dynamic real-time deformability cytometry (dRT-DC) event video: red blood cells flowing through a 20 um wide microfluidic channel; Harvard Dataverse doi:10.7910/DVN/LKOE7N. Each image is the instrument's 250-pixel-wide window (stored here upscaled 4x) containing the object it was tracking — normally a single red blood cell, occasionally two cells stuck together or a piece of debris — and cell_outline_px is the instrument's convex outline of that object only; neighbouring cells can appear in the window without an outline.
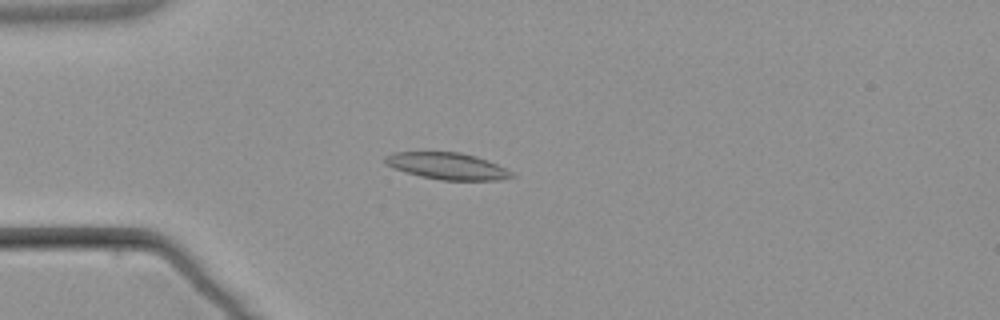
{"species": "common noctule bat (a hibernating species)", "species_latin": "Nyctalus noctula", "temperature_condition": "warm", "stored_images_in_passage": 4, "camera_frame_rate_fps": 3000, "um_per_image_px": 0.085, "animal": {"sex": "male", "body_mass_g": 21.5, "forearm_length_mm": 52.0}, "frame": {"image": 1, "passage_image": 4, "time_ms": 4.333, "image_size_px": [1000, 320], "cell_outline_px": [[516, 176], [500, 180], [440, 180], [420, 176], [384, 164], [384, 156], [392, 152], [460, 152], [476, 156], [496, 164], [512, 172]], "centroid_in_image_um": [38.01, 14.11], "position_along_channel_um": 47.0, "area_um2": 19.59}}